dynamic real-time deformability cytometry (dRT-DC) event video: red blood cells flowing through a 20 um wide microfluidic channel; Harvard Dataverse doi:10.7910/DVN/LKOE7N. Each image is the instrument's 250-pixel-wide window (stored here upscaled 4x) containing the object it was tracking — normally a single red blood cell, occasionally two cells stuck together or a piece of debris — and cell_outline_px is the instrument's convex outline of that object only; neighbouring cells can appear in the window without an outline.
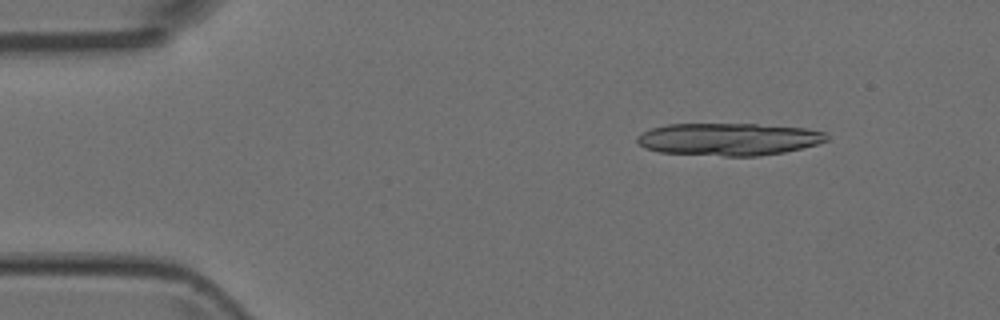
{"species": "Egyptian fruit bat (a non-hibernating species)", "species_latin": "Rousettus aegyptiacus", "temperature_condition": "room temperature", "stored_images_in_passage": 4, "camera_frame_rate_fps": 3000, "um_per_image_px": 0.085, "animal": {"sex": "female"}, "frame": {"image": 1, "passage_image": 1, "time_ms": 0.0, "image_size_px": [1000, 320], "cell_outline_px": [[828, 140], [816, 144], [784, 152], [760, 156], [724, 156], [660, 152], [644, 148], [636, 140], [636, 136], [640, 132], [652, 128], [668, 124], [756, 124], [804, 128], [824, 132], [828, 136]], "centroid_in_image_um": [61.89, 11.83], "position_along_channel_um": 23.1, "area_um2": 35.78}}
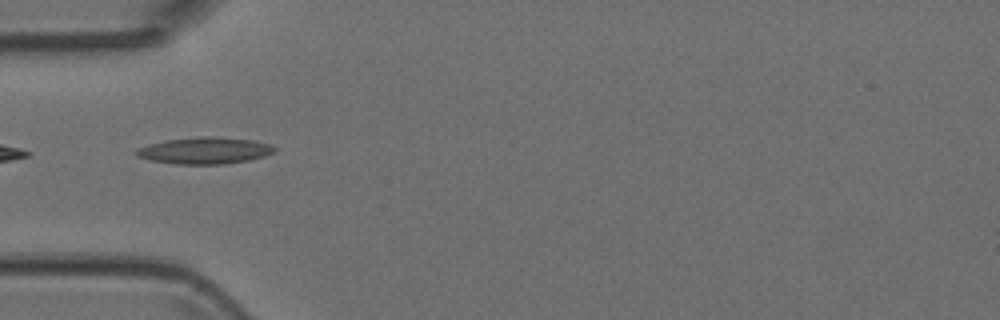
{"frame": {"image": 2, "passage_image": 4, "time_ms": 1.0, "image_size_px": [1000, 320], "cell_outline_px": [[276, 152], [264, 156], [248, 160], [224, 164], [176, 164], [152, 160], [136, 156], [136, 148], [148, 144], [164, 140], [200, 136], [208, 136], [252, 140], [268, 144], [276, 148]], "centroid_in_image_um": [17.38, 12.79], "position_along_channel_um": 67.6, "area_um2": 21.39}}